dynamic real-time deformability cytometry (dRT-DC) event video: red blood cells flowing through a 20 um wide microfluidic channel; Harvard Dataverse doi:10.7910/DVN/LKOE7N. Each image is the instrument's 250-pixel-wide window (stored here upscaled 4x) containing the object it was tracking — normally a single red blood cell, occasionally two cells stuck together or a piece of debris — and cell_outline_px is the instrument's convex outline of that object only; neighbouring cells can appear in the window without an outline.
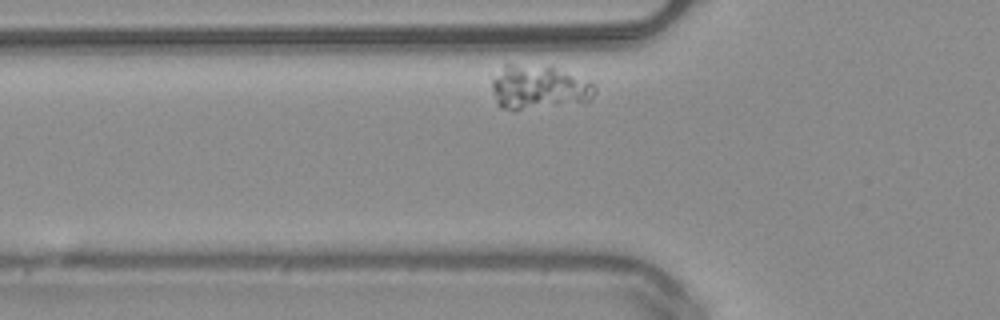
{"species": "common noctule bat (a hibernating species)", "species_latin": "Nyctalus noctula", "temperature_condition": "warm", "stored_images_in_passage": 32, "camera_frame_rate_fps": 3000, "um_per_image_px": 0.085, "animal": {"sex": "male", "body_mass_g": 20.4}, "frame": {"image": 1, "passage_image": 5, "time_ms": 1.333, "image_size_px": [1000, 320], "cell_outline_px": [[596, 92], [592, 100], [520, 108], [500, 108], [496, 104], [492, 88], [492, 80], [504, 64], [512, 64], [552, 68], [592, 80], [596, 84]], "centroid_in_image_um": [45.81, 7.39], "position_along_channel_um": 80.0, "area_um2": 25.55}}
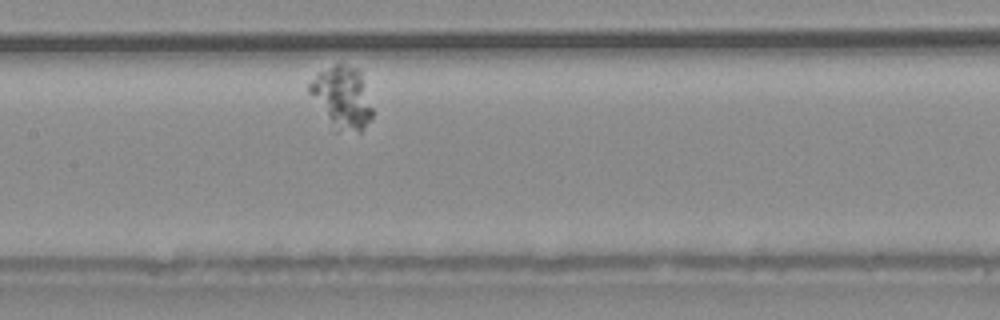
{"frame": {"image": 2, "passage_image": 14, "time_ms": 4.333, "image_size_px": [1000, 320], "cell_outline_px": [[372, 116], [364, 128], [360, 132], [336, 132], [308, 92], [308, 84], [320, 72], [336, 64], [344, 64], [360, 68], [372, 108]], "centroid_in_image_um": [29.09, 8.3], "position_along_channel_um": 178.3, "area_um2": 22.77}}
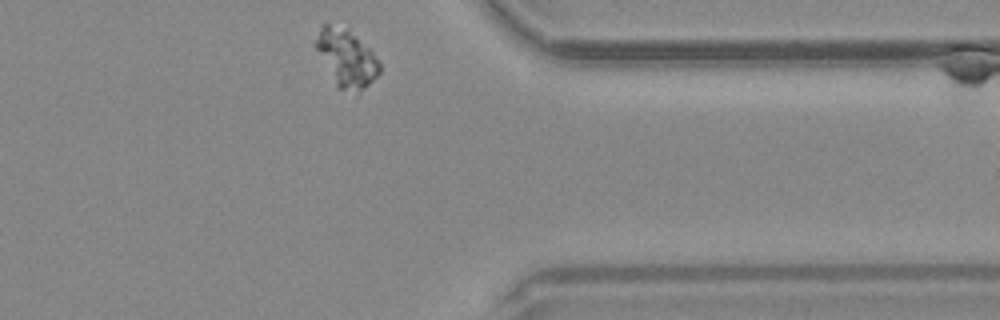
{"frame": {"image": 3, "passage_image": 32, "time_ms": 10.333, "image_size_px": [1000, 320], "cell_outline_px": [[380, 72], [356, 96], [336, 88], [312, 44], [320, 24], [328, 24], [348, 28], [372, 52], [380, 64]], "centroid_in_image_um": [29.37, 4.96], "position_along_channel_um": 382.0, "area_um2": 21.91}}